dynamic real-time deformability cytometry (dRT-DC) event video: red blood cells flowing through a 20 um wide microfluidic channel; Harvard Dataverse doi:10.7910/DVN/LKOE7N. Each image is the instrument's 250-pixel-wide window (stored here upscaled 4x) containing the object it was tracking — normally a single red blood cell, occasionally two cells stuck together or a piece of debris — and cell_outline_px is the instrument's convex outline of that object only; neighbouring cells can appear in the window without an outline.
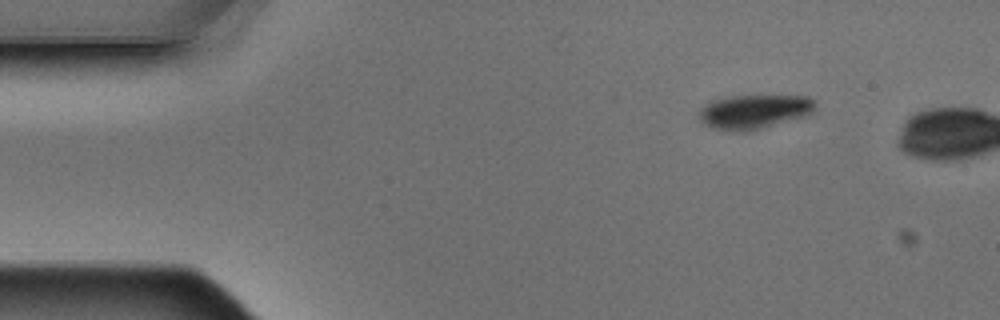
{"species": "Egyptian fruit bat (a non-hibernating species)", "species_latin": "Rousettus aegyptiacus", "temperature_condition": "warm", "stored_images_in_passage": 4, "camera_frame_rate_fps": 3000, "um_per_image_px": 0.085, "animal": {"sex": "male"}, "frame": {"image": 1, "passage_image": 1, "time_ms": 0.0, "image_size_px": [1000, 320], "cell_outline_px": [[816, 108], [808, 116], [744, 132], [740, 132], [712, 128], [704, 124], [700, 120], [700, 108], [704, 104], [712, 100], [732, 96], [808, 96], [816, 100]], "centroid_in_image_um": [64.13, 9.49], "position_along_channel_um": 20.9, "area_um2": 23.24}}